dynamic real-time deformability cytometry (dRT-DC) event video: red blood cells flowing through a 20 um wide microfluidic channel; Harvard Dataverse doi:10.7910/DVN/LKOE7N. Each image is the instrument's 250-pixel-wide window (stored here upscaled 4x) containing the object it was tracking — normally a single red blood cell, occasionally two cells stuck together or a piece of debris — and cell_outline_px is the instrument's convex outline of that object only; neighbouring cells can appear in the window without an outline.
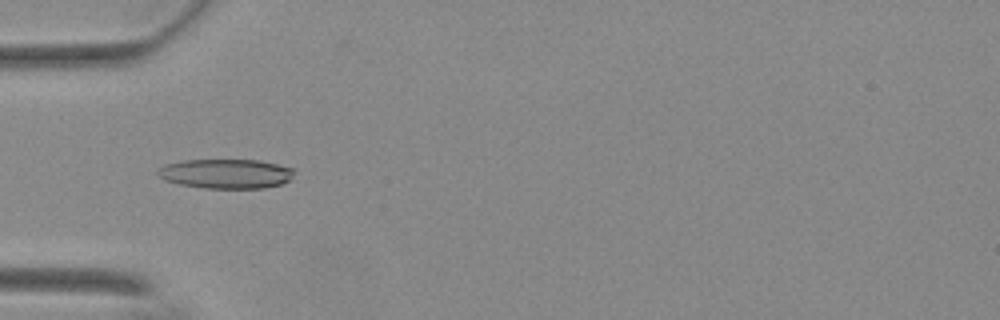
{"species": "Egyptian fruit bat (a non-hibernating species)", "species_latin": "Rousettus aegyptiacus", "temperature_condition": "warm", "stored_images_in_passage": 38, "camera_frame_rate_fps": 3000, "um_per_image_px": 0.085, "animal": {"sex": "female"}, "frame": {"image": 1, "passage_image": 6, "time_ms": 1.667, "image_size_px": [1000, 320], "cell_outline_px": [[292, 176], [288, 180], [280, 184], [264, 188], [204, 188], [180, 184], [164, 180], [156, 176], [156, 172], [164, 164], [184, 160], [260, 160], [292, 168]], "centroid_in_image_um": [19.14, 14.76], "position_along_channel_um": 65.9, "area_um2": 23.35}}
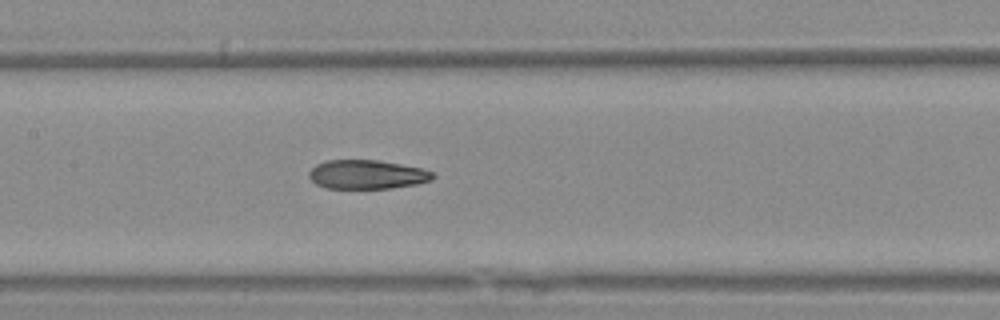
{"frame": {"image": 2, "passage_image": 15, "time_ms": 4.667, "image_size_px": [1000, 320], "cell_outline_px": [[436, 176], [432, 180], [416, 184], [392, 188], [324, 188], [316, 184], [308, 176], [308, 172], [316, 164], [328, 160], [376, 160], [400, 164], [420, 168], [432, 172]], "centroid_in_image_um": [31.18, 14.83], "position_along_channel_um": 176.2, "area_um2": 20.87}}
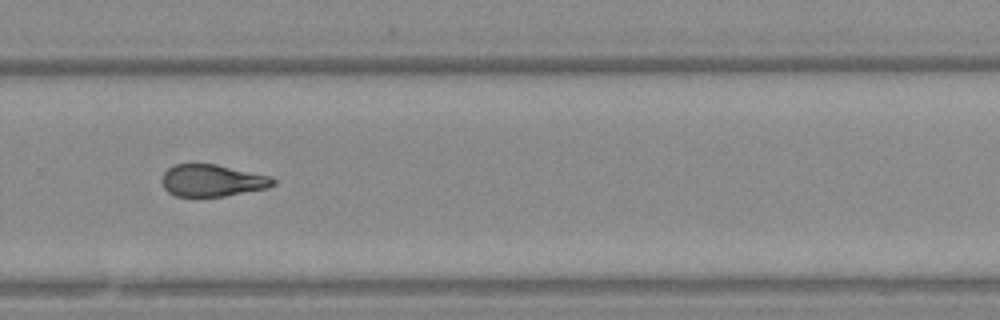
{"frame": {"image": 3, "passage_image": 26, "time_ms": 8.333, "image_size_px": [1000, 320], "cell_outline_px": [[276, 184], [268, 188], [224, 196], [176, 196], [168, 192], [164, 188], [160, 180], [164, 172], [168, 168], [176, 164], [216, 164], [268, 176], [276, 180]], "centroid_in_image_um": [18.01, 15.35], "position_along_channel_um": 311.8, "area_um2": 20.63}, "authors_computed_cell_mechanics": {"area_um2": 21.5305, "velocity_mm_per_s": 3.7066, "shape_relaxation_time_tau1_ms": null, "shape_relaxation_time_tau2_ms": 4.9389, "deformation_change_tau1": null, "deformation_change_tau2": 0.126}}